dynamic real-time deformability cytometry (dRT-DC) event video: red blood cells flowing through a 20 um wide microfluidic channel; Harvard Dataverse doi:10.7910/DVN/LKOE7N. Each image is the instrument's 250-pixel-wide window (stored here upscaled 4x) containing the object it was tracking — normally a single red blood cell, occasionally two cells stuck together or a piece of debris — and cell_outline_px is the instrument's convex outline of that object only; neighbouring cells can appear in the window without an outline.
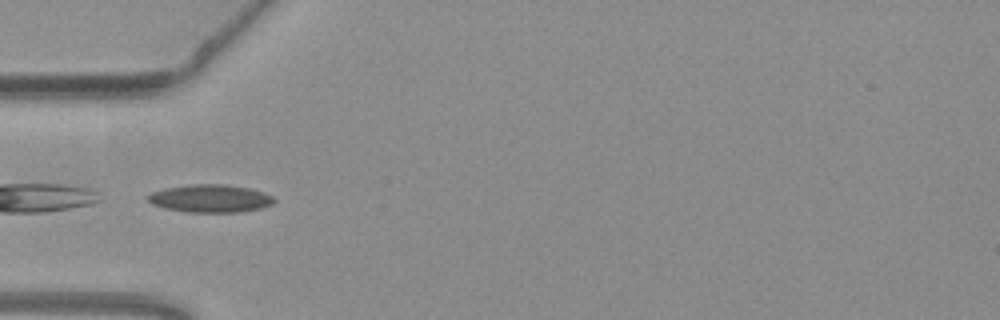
{"species": "common noctule bat (a hibernating species)", "species_latin": "Nyctalus noctula", "temperature_condition": "warm", "stored_images_in_passage": 38, "camera_frame_rate_fps": 3000, "um_per_image_px": 0.085, "animal": {"sex": "female", "body_mass_g": 19.3, "forearm_length_mm": 54.1}, "frame": {"image": 1, "passage_image": 1, "time_ms": 0.0, "image_size_px": [1000, 320], "cell_outline_px": [[276, 200], [272, 204], [260, 208], [240, 212], [188, 212], [164, 208], [152, 204], [148, 200], [148, 196], [152, 192], [168, 188], [192, 184], [224, 184], [248, 188], [264, 192], [272, 196]], "centroid_in_image_um": [17.9, 16.87], "position_along_channel_um": 67.1, "area_um2": 20.29}}
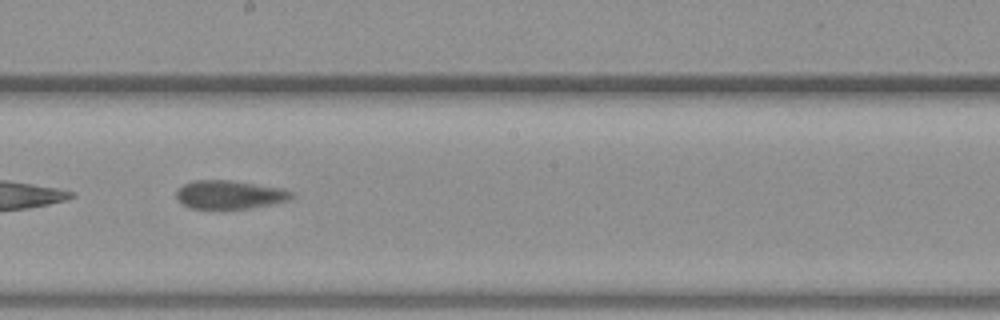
{"frame": {"image": 2, "passage_image": 14, "time_ms": 4.333, "image_size_px": [1000, 320], "cell_outline_px": [[296, 196], [288, 200], [276, 204], [252, 208], [220, 212], [188, 208], [180, 204], [176, 196], [176, 192], [184, 184], [192, 180], [228, 180], [280, 188], [296, 192]], "centroid_in_image_um": [19.5, 16.61], "position_along_channel_um": 228.7, "area_um2": 20.17}}
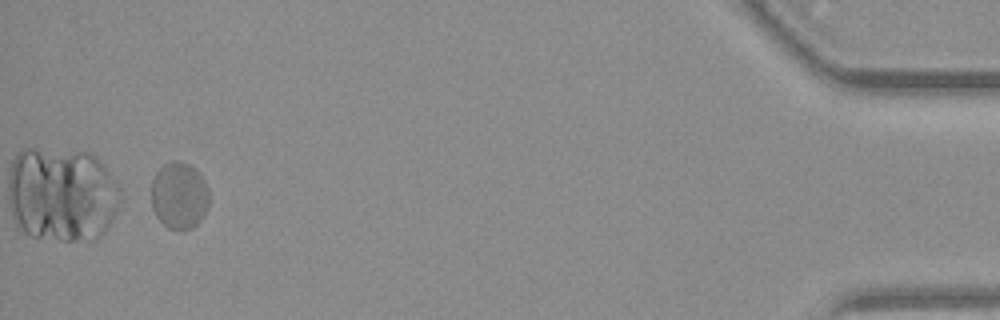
{"frame": {"image": 3, "passage_image": 36, "time_ms": 11.667, "image_size_px": [1000, 320], "cell_outline_px": [[208, 204], [200, 220], [192, 228], [180, 232], [168, 228], [156, 216], [152, 208], [152, 180], [156, 172], [164, 164], [172, 160], [180, 160], [196, 168], [204, 180], [208, 188]], "centroid_in_image_um": [15.22, 16.62], "position_along_channel_um": 420.0, "area_um2": 22.72}, "authors_computed_cell_mechanics": {"area_um2": 20.4323, "velocity_mm_per_s": 3.7347, "shape_relaxation_time_tau1_ms": null, "shape_relaxation_time_tau2_ms": 2.0095, "deformation_change_tau1": null, "deformation_change_tau2": 0.0725}}